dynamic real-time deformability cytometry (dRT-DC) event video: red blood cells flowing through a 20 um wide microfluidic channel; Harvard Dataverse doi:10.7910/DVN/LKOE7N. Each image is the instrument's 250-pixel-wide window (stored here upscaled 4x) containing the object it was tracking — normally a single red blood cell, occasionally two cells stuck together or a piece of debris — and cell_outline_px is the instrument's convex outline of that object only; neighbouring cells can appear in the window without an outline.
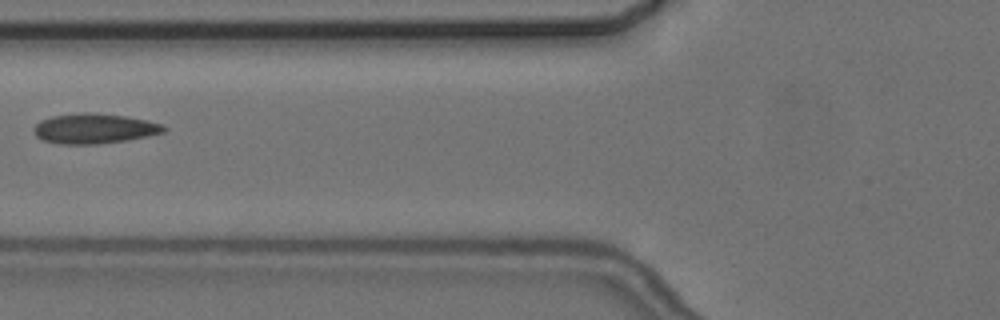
{"species": "common noctule bat (a hibernating species)", "species_latin": "Nyctalus noctula", "temperature_condition": "cold", "stored_images_in_passage": 5, "camera_frame_rate_fps": 3000, "um_per_image_px": 0.085, "animal": {"sex": "female", "body_mass_g": 24.6, "forearm_length_mm": 56.2}, "frame": {"image": 1, "passage_image": 5, "time_ms": 5.667, "image_size_px": [1000, 320], "cell_outline_px": [[168, 128], [164, 132], [148, 136], [128, 140], [96, 144], [60, 144], [44, 140], [36, 136], [32, 132], [32, 128], [40, 120], [52, 116], [80, 112], [92, 112], [124, 116], [148, 120], [164, 124]], "centroid_in_image_um": [8.02, 10.92], "position_along_channel_um": 117.8, "area_um2": 23.0}}